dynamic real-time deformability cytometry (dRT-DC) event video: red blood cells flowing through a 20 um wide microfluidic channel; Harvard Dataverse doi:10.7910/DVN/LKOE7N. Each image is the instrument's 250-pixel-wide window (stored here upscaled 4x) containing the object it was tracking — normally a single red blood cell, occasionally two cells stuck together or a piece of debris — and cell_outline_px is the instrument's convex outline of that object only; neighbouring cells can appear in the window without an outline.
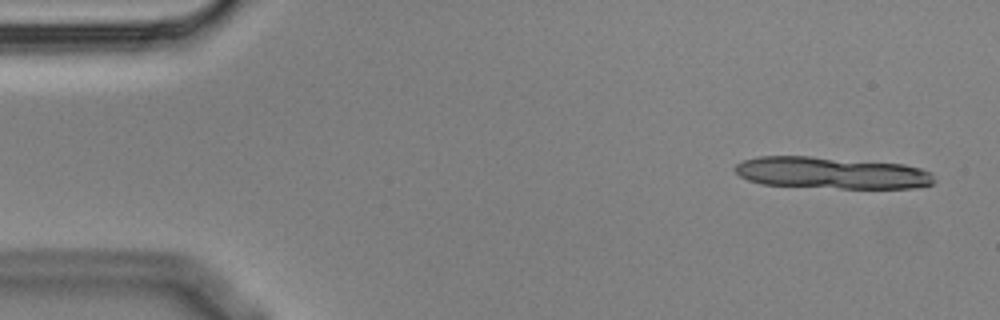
{"species": "Egyptian fruit bat (a non-hibernating species)", "species_latin": "Rousettus aegyptiacus", "temperature_condition": "cold", "stored_images_in_passage": 5, "camera_frame_rate_fps": 3000, "um_per_image_px": 0.085, "animal": {"sex": "male"}, "frame": {"image": 1, "passage_image": 1, "time_ms": 0.0, "image_size_px": [1000, 320], "cell_outline_px": [[936, 180], [932, 184], [912, 188], [840, 188], [760, 184], [748, 180], [740, 176], [732, 168], [736, 164], [744, 160], [756, 156], [812, 156], [904, 164], [920, 168], [932, 172]], "centroid_in_image_um": [70.68, 14.69], "position_along_channel_um": 14.3, "area_um2": 37.11}}
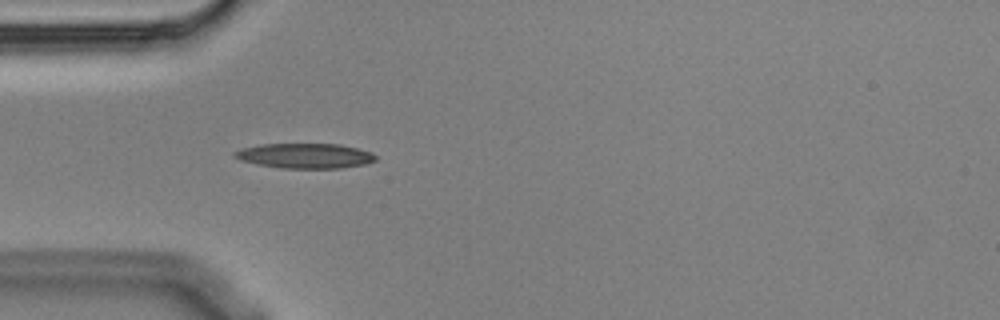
{"frame": {"image": 2, "passage_image": 5, "time_ms": 1.333, "image_size_px": [1000, 320], "cell_outline_px": [[376, 160], [364, 164], [344, 168], [280, 168], [256, 164], [240, 160], [232, 156], [232, 152], [240, 148], [260, 144], [340, 144], [372, 152], [376, 156]], "centroid_in_image_um": [25.88, 13.24], "position_along_channel_um": 59.1, "area_um2": 20.69}}